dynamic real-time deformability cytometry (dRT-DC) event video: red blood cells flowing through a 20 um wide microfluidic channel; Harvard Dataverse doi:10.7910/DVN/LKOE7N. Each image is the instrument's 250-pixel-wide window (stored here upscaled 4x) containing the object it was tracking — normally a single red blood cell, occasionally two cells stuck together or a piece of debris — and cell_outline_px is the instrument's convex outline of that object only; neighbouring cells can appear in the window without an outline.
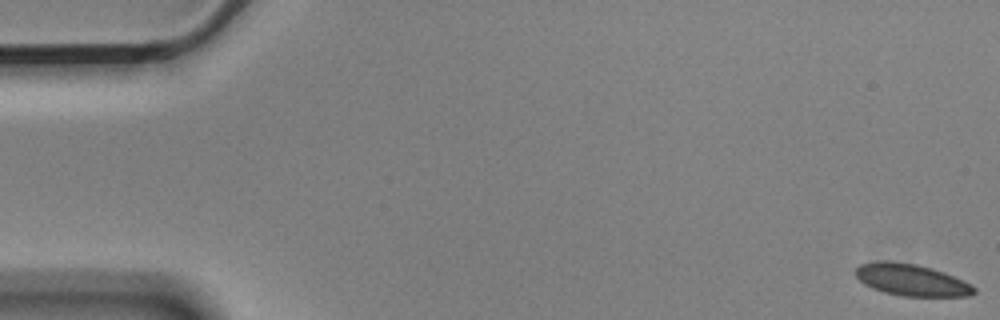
{"species": "Egyptian fruit bat (a non-hibernating species)", "species_latin": "Rousettus aegyptiacus", "temperature_condition": "cold", "stored_images_in_passage": 13, "camera_frame_rate_fps": 3000, "um_per_image_px": 0.085, "animal": {"sex": "male"}, "frame": {"image": 1, "passage_image": 1, "time_ms": 0.0, "image_size_px": [1000, 320], "cell_outline_px": [[976, 292], [972, 296], [904, 296], [884, 292], [872, 288], [864, 284], [856, 276], [856, 268], [860, 264], [880, 260], [892, 260], [916, 264], [932, 268], [944, 272], [972, 284], [976, 288]], "centroid_in_image_um": [77.49, 23.78], "position_along_channel_um": 7.5, "area_um2": 22.08}}